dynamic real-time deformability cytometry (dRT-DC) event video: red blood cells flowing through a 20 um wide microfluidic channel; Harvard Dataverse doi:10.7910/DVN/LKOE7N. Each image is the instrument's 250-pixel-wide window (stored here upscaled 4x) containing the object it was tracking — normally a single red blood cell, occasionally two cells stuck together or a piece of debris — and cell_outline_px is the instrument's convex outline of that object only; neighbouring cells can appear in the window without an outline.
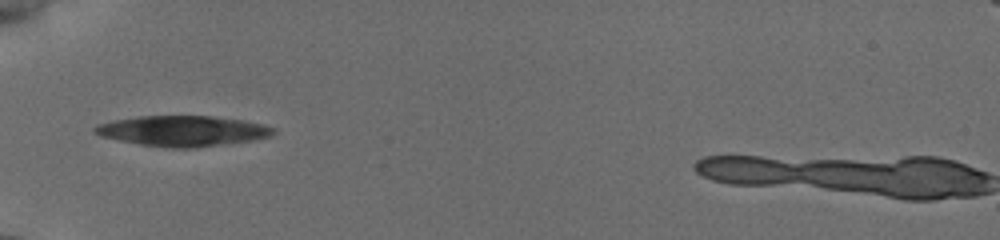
{"species": "common noctule bat (a hibernating species)", "species_latin": "Nyctalus noctula", "temperature_condition": "cold", "stored_images_in_passage": 9, "camera_frame_rate_fps": 3000, "um_per_image_px": 0.085, "animal": {"sex": "female", "body_mass_g": 19.5, "forearm_length_mm": 54.1}, "frame": {"image": 1, "passage_image": 2, "time_ms": 1.0, "image_size_px": [1000, 240], "cell_outline_px": [[276, 132], [272, 136], [252, 140], [196, 148], [168, 148], [140, 144], [100, 136], [92, 132], [92, 128], [96, 124], [112, 120], [140, 116], [212, 116], [244, 120], [264, 124], [276, 128]], "centroid_in_image_um": [15.53, 11.13], "position_along_channel_um": 69.5, "area_um2": 31.96}}
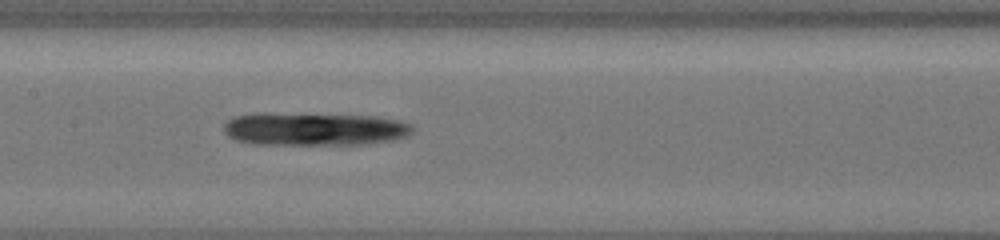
{"frame": {"image": 2, "passage_image": 8, "time_ms": 4.0, "image_size_px": [1000, 240], "cell_outline_px": [[412, 132], [408, 136], [392, 140], [368, 144], [252, 144], [236, 140], [228, 136], [224, 132], [224, 124], [228, 120], [236, 116], [372, 116], [400, 120], [412, 124]], "centroid_in_image_um": [26.83, 11.03], "position_along_channel_um": 180.6, "area_um2": 34.62}}